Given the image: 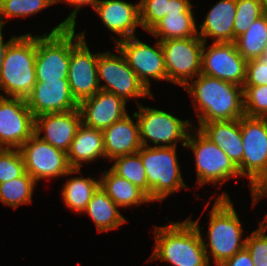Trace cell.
<instances>
[{
    "mask_svg": "<svg viewBox=\"0 0 267 266\" xmlns=\"http://www.w3.org/2000/svg\"><path fill=\"white\" fill-rule=\"evenodd\" d=\"M267 85V55L257 59L248 60L246 63V79L243 86Z\"/></svg>",
    "mask_w": 267,
    "mask_h": 266,
    "instance_id": "obj_38",
    "label": "cell"
},
{
    "mask_svg": "<svg viewBox=\"0 0 267 266\" xmlns=\"http://www.w3.org/2000/svg\"><path fill=\"white\" fill-rule=\"evenodd\" d=\"M193 12H166L148 32L159 41L198 36Z\"/></svg>",
    "mask_w": 267,
    "mask_h": 266,
    "instance_id": "obj_27",
    "label": "cell"
},
{
    "mask_svg": "<svg viewBox=\"0 0 267 266\" xmlns=\"http://www.w3.org/2000/svg\"><path fill=\"white\" fill-rule=\"evenodd\" d=\"M25 100L34 117L78 109V102L71 93L68 79L36 82Z\"/></svg>",
    "mask_w": 267,
    "mask_h": 266,
    "instance_id": "obj_17",
    "label": "cell"
},
{
    "mask_svg": "<svg viewBox=\"0 0 267 266\" xmlns=\"http://www.w3.org/2000/svg\"><path fill=\"white\" fill-rule=\"evenodd\" d=\"M24 173V160L20 150L0 148V184L16 179Z\"/></svg>",
    "mask_w": 267,
    "mask_h": 266,
    "instance_id": "obj_35",
    "label": "cell"
},
{
    "mask_svg": "<svg viewBox=\"0 0 267 266\" xmlns=\"http://www.w3.org/2000/svg\"><path fill=\"white\" fill-rule=\"evenodd\" d=\"M79 109L62 113H47L35 117V134L43 141L65 152L81 125ZM44 136H41L42 132Z\"/></svg>",
    "mask_w": 267,
    "mask_h": 266,
    "instance_id": "obj_19",
    "label": "cell"
},
{
    "mask_svg": "<svg viewBox=\"0 0 267 266\" xmlns=\"http://www.w3.org/2000/svg\"><path fill=\"white\" fill-rule=\"evenodd\" d=\"M241 136L244 152L238 170L251 180L267 167V118L243 115Z\"/></svg>",
    "mask_w": 267,
    "mask_h": 266,
    "instance_id": "obj_16",
    "label": "cell"
},
{
    "mask_svg": "<svg viewBox=\"0 0 267 266\" xmlns=\"http://www.w3.org/2000/svg\"><path fill=\"white\" fill-rule=\"evenodd\" d=\"M27 172L36 182L81 173L73 169L67 153L40 139L35 133L19 148Z\"/></svg>",
    "mask_w": 267,
    "mask_h": 266,
    "instance_id": "obj_11",
    "label": "cell"
},
{
    "mask_svg": "<svg viewBox=\"0 0 267 266\" xmlns=\"http://www.w3.org/2000/svg\"><path fill=\"white\" fill-rule=\"evenodd\" d=\"M117 208L115 202L99 186L83 213L90 216L100 233L119 228L120 225L127 222Z\"/></svg>",
    "mask_w": 267,
    "mask_h": 266,
    "instance_id": "obj_26",
    "label": "cell"
},
{
    "mask_svg": "<svg viewBox=\"0 0 267 266\" xmlns=\"http://www.w3.org/2000/svg\"><path fill=\"white\" fill-rule=\"evenodd\" d=\"M97 62L98 53L90 52L85 32L75 34V27H71V57L67 79L71 93L78 103L100 90Z\"/></svg>",
    "mask_w": 267,
    "mask_h": 266,
    "instance_id": "obj_12",
    "label": "cell"
},
{
    "mask_svg": "<svg viewBox=\"0 0 267 266\" xmlns=\"http://www.w3.org/2000/svg\"><path fill=\"white\" fill-rule=\"evenodd\" d=\"M100 0H60L59 2H66L69 5H74L75 9L71 14L64 20L67 26L76 27V16L79 9L84 5H90L94 9Z\"/></svg>",
    "mask_w": 267,
    "mask_h": 266,
    "instance_id": "obj_40",
    "label": "cell"
},
{
    "mask_svg": "<svg viewBox=\"0 0 267 266\" xmlns=\"http://www.w3.org/2000/svg\"><path fill=\"white\" fill-rule=\"evenodd\" d=\"M126 102L107 91L99 90L78 103L83 125L103 130L128 115Z\"/></svg>",
    "mask_w": 267,
    "mask_h": 266,
    "instance_id": "obj_18",
    "label": "cell"
},
{
    "mask_svg": "<svg viewBox=\"0 0 267 266\" xmlns=\"http://www.w3.org/2000/svg\"><path fill=\"white\" fill-rule=\"evenodd\" d=\"M169 0L139 1L141 27L147 32L168 12Z\"/></svg>",
    "mask_w": 267,
    "mask_h": 266,
    "instance_id": "obj_36",
    "label": "cell"
},
{
    "mask_svg": "<svg viewBox=\"0 0 267 266\" xmlns=\"http://www.w3.org/2000/svg\"><path fill=\"white\" fill-rule=\"evenodd\" d=\"M184 89L193 98L199 126L210 121L240 119L245 115L243 87L239 85L200 73Z\"/></svg>",
    "mask_w": 267,
    "mask_h": 266,
    "instance_id": "obj_1",
    "label": "cell"
},
{
    "mask_svg": "<svg viewBox=\"0 0 267 266\" xmlns=\"http://www.w3.org/2000/svg\"><path fill=\"white\" fill-rule=\"evenodd\" d=\"M94 10L107 29L119 34L116 42L135 36L137 26H141L139 3L132 4L123 0H100Z\"/></svg>",
    "mask_w": 267,
    "mask_h": 266,
    "instance_id": "obj_20",
    "label": "cell"
},
{
    "mask_svg": "<svg viewBox=\"0 0 267 266\" xmlns=\"http://www.w3.org/2000/svg\"><path fill=\"white\" fill-rule=\"evenodd\" d=\"M37 35L17 36L7 48L0 75V90L8 97L26 99L36 84Z\"/></svg>",
    "mask_w": 267,
    "mask_h": 266,
    "instance_id": "obj_4",
    "label": "cell"
},
{
    "mask_svg": "<svg viewBox=\"0 0 267 266\" xmlns=\"http://www.w3.org/2000/svg\"><path fill=\"white\" fill-rule=\"evenodd\" d=\"M236 0H220L207 13L205 21L198 27V36L204 41L212 37L214 42H234V19Z\"/></svg>",
    "mask_w": 267,
    "mask_h": 266,
    "instance_id": "obj_23",
    "label": "cell"
},
{
    "mask_svg": "<svg viewBox=\"0 0 267 266\" xmlns=\"http://www.w3.org/2000/svg\"><path fill=\"white\" fill-rule=\"evenodd\" d=\"M267 42V12L257 18L245 33L236 38L238 52L248 61L263 54Z\"/></svg>",
    "mask_w": 267,
    "mask_h": 266,
    "instance_id": "obj_29",
    "label": "cell"
},
{
    "mask_svg": "<svg viewBox=\"0 0 267 266\" xmlns=\"http://www.w3.org/2000/svg\"><path fill=\"white\" fill-rule=\"evenodd\" d=\"M66 153L73 169H81L84 162L106 158L102 130L90 128L81 123Z\"/></svg>",
    "mask_w": 267,
    "mask_h": 266,
    "instance_id": "obj_24",
    "label": "cell"
},
{
    "mask_svg": "<svg viewBox=\"0 0 267 266\" xmlns=\"http://www.w3.org/2000/svg\"><path fill=\"white\" fill-rule=\"evenodd\" d=\"M71 57V26L59 23L47 34L37 35L36 82L68 78Z\"/></svg>",
    "mask_w": 267,
    "mask_h": 266,
    "instance_id": "obj_6",
    "label": "cell"
},
{
    "mask_svg": "<svg viewBox=\"0 0 267 266\" xmlns=\"http://www.w3.org/2000/svg\"><path fill=\"white\" fill-rule=\"evenodd\" d=\"M260 226L246 237L245 247L249 251L253 266H267V235Z\"/></svg>",
    "mask_w": 267,
    "mask_h": 266,
    "instance_id": "obj_37",
    "label": "cell"
},
{
    "mask_svg": "<svg viewBox=\"0 0 267 266\" xmlns=\"http://www.w3.org/2000/svg\"><path fill=\"white\" fill-rule=\"evenodd\" d=\"M209 220L207 232L209 243L205 242L207 239H202V242L209 263L210 256H212L215 265L218 266L242 250L245 247L246 238L242 239V224L234 209L233 202L226 193L218 195L210 212ZM209 253L212 255L209 256Z\"/></svg>",
    "mask_w": 267,
    "mask_h": 266,
    "instance_id": "obj_3",
    "label": "cell"
},
{
    "mask_svg": "<svg viewBox=\"0 0 267 266\" xmlns=\"http://www.w3.org/2000/svg\"><path fill=\"white\" fill-rule=\"evenodd\" d=\"M36 181L25 172L22 176L0 184V201L13 207L32 203Z\"/></svg>",
    "mask_w": 267,
    "mask_h": 266,
    "instance_id": "obj_30",
    "label": "cell"
},
{
    "mask_svg": "<svg viewBox=\"0 0 267 266\" xmlns=\"http://www.w3.org/2000/svg\"><path fill=\"white\" fill-rule=\"evenodd\" d=\"M199 220L155 226V248L149 261L160 259L172 266H211L202 242Z\"/></svg>",
    "mask_w": 267,
    "mask_h": 266,
    "instance_id": "obj_2",
    "label": "cell"
},
{
    "mask_svg": "<svg viewBox=\"0 0 267 266\" xmlns=\"http://www.w3.org/2000/svg\"><path fill=\"white\" fill-rule=\"evenodd\" d=\"M263 55H267V42H266V45L264 47Z\"/></svg>",
    "mask_w": 267,
    "mask_h": 266,
    "instance_id": "obj_46",
    "label": "cell"
},
{
    "mask_svg": "<svg viewBox=\"0 0 267 266\" xmlns=\"http://www.w3.org/2000/svg\"><path fill=\"white\" fill-rule=\"evenodd\" d=\"M100 186V180L97 181L90 176L85 178L78 176L65 182L62 189V199L67 208L77 213H83L92 195Z\"/></svg>",
    "mask_w": 267,
    "mask_h": 266,
    "instance_id": "obj_28",
    "label": "cell"
},
{
    "mask_svg": "<svg viewBox=\"0 0 267 266\" xmlns=\"http://www.w3.org/2000/svg\"><path fill=\"white\" fill-rule=\"evenodd\" d=\"M198 129L223 150L237 167L242 163L244 149L241 136V118L205 122Z\"/></svg>",
    "mask_w": 267,
    "mask_h": 266,
    "instance_id": "obj_22",
    "label": "cell"
},
{
    "mask_svg": "<svg viewBox=\"0 0 267 266\" xmlns=\"http://www.w3.org/2000/svg\"><path fill=\"white\" fill-rule=\"evenodd\" d=\"M202 48L201 73L243 87L247 61L238 52L235 42H214Z\"/></svg>",
    "mask_w": 267,
    "mask_h": 266,
    "instance_id": "obj_15",
    "label": "cell"
},
{
    "mask_svg": "<svg viewBox=\"0 0 267 266\" xmlns=\"http://www.w3.org/2000/svg\"><path fill=\"white\" fill-rule=\"evenodd\" d=\"M116 48L123 54L138 79L150 90V79L167 80L161 41L155 46L140 41L136 36L116 42Z\"/></svg>",
    "mask_w": 267,
    "mask_h": 266,
    "instance_id": "obj_14",
    "label": "cell"
},
{
    "mask_svg": "<svg viewBox=\"0 0 267 266\" xmlns=\"http://www.w3.org/2000/svg\"><path fill=\"white\" fill-rule=\"evenodd\" d=\"M56 3L54 0H2L0 7V27L5 25L3 18L24 17L37 14L42 9Z\"/></svg>",
    "mask_w": 267,
    "mask_h": 266,
    "instance_id": "obj_32",
    "label": "cell"
},
{
    "mask_svg": "<svg viewBox=\"0 0 267 266\" xmlns=\"http://www.w3.org/2000/svg\"><path fill=\"white\" fill-rule=\"evenodd\" d=\"M167 81L185 87L202 70L204 41L199 36L161 41Z\"/></svg>",
    "mask_w": 267,
    "mask_h": 266,
    "instance_id": "obj_10",
    "label": "cell"
},
{
    "mask_svg": "<svg viewBox=\"0 0 267 266\" xmlns=\"http://www.w3.org/2000/svg\"><path fill=\"white\" fill-rule=\"evenodd\" d=\"M136 102L139 112H134L133 117L138 121L142 146H151L148 144V139L154 143L155 147H177V142L182 141L185 150L189 130L192 126L194 127L189 120L178 119L170 113L144 107L142 103Z\"/></svg>",
    "mask_w": 267,
    "mask_h": 266,
    "instance_id": "obj_7",
    "label": "cell"
},
{
    "mask_svg": "<svg viewBox=\"0 0 267 266\" xmlns=\"http://www.w3.org/2000/svg\"><path fill=\"white\" fill-rule=\"evenodd\" d=\"M101 177V188L119 208L152 202L142 189L119 177L111 169L104 171Z\"/></svg>",
    "mask_w": 267,
    "mask_h": 266,
    "instance_id": "obj_25",
    "label": "cell"
},
{
    "mask_svg": "<svg viewBox=\"0 0 267 266\" xmlns=\"http://www.w3.org/2000/svg\"><path fill=\"white\" fill-rule=\"evenodd\" d=\"M218 266H253V261L249 251L244 247Z\"/></svg>",
    "mask_w": 267,
    "mask_h": 266,
    "instance_id": "obj_41",
    "label": "cell"
},
{
    "mask_svg": "<svg viewBox=\"0 0 267 266\" xmlns=\"http://www.w3.org/2000/svg\"><path fill=\"white\" fill-rule=\"evenodd\" d=\"M3 28L4 27H0V75H1L2 65H3V61H4V57H5V53L7 51V48L9 47L11 42L17 37V36H12L11 39H9L7 42L4 43L3 34H2Z\"/></svg>",
    "mask_w": 267,
    "mask_h": 266,
    "instance_id": "obj_43",
    "label": "cell"
},
{
    "mask_svg": "<svg viewBox=\"0 0 267 266\" xmlns=\"http://www.w3.org/2000/svg\"><path fill=\"white\" fill-rule=\"evenodd\" d=\"M261 1L263 2L265 12H267V0H261Z\"/></svg>",
    "mask_w": 267,
    "mask_h": 266,
    "instance_id": "obj_45",
    "label": "cell"
},
{
    "mask_svg": "<svg viewBox=\"0 0 267 266\" xmlns=\"http://www.w3.org/2000/svg\"><path fill=\"white\" fill-rule=\"evenodd\" d=\"M198 132L192 128L189 132L186 146L192 149L195 156L197 171V184H225V180L232 177H241L238 167L234 162L207 138L198 128ZM194 133V135L191 133Z\"/></svg>",
    "mask_w": 267,
    "mask_h": 266,
    "instance_id": "obj_8",
    "label": "cell"
},
{
    "mask_svg": "<svg viewBox=\"0 0 267 266\" xmlns=\"http://www.w3.org/2000/svg\"><path fill=\"white\" fill-rule=\"evenodd\" d=\"M168 12H193L189 0H169Z\"/></svg>",
    "mask_w": 267,
    "mask_h": 266,
    "instance_id": "obj_42",
    "label": "cell"
},
{
    "mask_svg": "<svg viewBox=\"0 0 267 266\" xmlns=\"http://www.w3.org/2000/svg\"><path fill=\"white\" fill-rule=\"evenodd\" d=\"M249 186L251 187L253 206L261 197L267 196V167L250 180Z\"/></svg>",
    "mask_w": 267,
    "mask_h": 266,
    "instance_id": "obj_39",
    "label": "cell"
},
{
    "mask_svg": "<svg viewBox=\"0 0 267 266\" xmlns=\"http://www.w3.org/2000/svg\"><path fill=\"white\" fill-rule=\"evenodd\" d=\"M246 116L267 118V85L243 86Z\"/></svg>",
    "mask_w": 267,
    "mask_h": 266,
    "instance_id": "obj_34",
    "label": "cell"
},
{
    "mask_svg": "<svg viewBox=\"0 0 267 266\" xmlns=\"http://www.w3.org/2000/svg\"><path fill=\"white\" fill-rule=\"evenodd\" d=\"M115 162L110 168L119 177L127 179L148 195V182L140 154L123 155L113 159Z\"/></svg>",
    "mask_w": 267,
    "mask_h": 266,
    "instance_id": "obj_31",
    "label": "cell"
},
{
    "mask_svg": "<svg viewBox=\"0 0 267 266\" xmlns=\"http://www.w3.org/2000/svg\"><path fill=\"white\" fill-rule=\"evenodd\" d=\"M35 117L26 100L0 94V148L19 149L34 133Z\"/></svg>",
    "mask_w": 267,
    "mask_h": 266,
    "instance_id": "obj_13",
    "label": "cell"
},
{
    "mask_svg": "<svg viewBox=\"0 0 267 266\" xmlns=\"http://www.w3.org/2000/svg\"><path fill=\"white\" fill-rule=\"evenodd\" d=\"M236 15L234 19V42L237 37L247 31L249 26L265 13L261 0H236Z\"/></svg>",
    "mask_w": 267,
    "mask_h": 266,
    "instance_id": "obj_33",
    "label": "cell"
},
{
    "mask_svg": "<svg viewBox=\"0 0 267 266\" xmlns=\"http://www.w3.org/2000/svg\"><path fill=\"white\" fill-rule=\"evenodd\" d=\"M265 217H266V218L264 219V221H262V222L260 221V222H259L260 227H261L264 231L267 230V214H266ZM264 222H265L266 224H265Z\"/></svg>",
    "mask_w": 267,
    "mask_h": 266,
    "instance_id": "obj_44",
    "label": "cell"
},
{
    "mask_svg": "<svg viewBox=\"0 0 267 266\" xmlns=\"http://www.w3.org/2000/svg\"><path fill=\"white\" fill-rule=\"evenodd\" d=\"M176 148L142 146L138 151L147 176L148 196L152 202L162 201L182 188L188 190L181 175Z\"/></svg>",
    "mask_w": 267,
    "mask_h": 266,
    "instance_id": "obj_5",
    "label": "cell"
},
{
    "mask_svg": "<svg viewBox=\"0 0 267 266\" xmlns=\"http://www.w3.org/2000/svg\"><path fill=\"white\" fill-rule=\"evenodd\" d=\"M117 54L110 51L98 53L97 75L100 90L114 93L125 102L129 98L152 97L153 93L138 79L123 54L115 47ZM105 81L100 85L101 80Z\"/></svg>",
    "mask_w": 267,
    "mask_h": 266,
    "instance_id": "obj_9",
    "label": "cell"
},
{
    "mask_svg": "<svg viewBox=\"0 0 267 266\" xmlns=\"http://www.w3.org/2000/svg\"><path fill=\"white\" fill-rule=\"evenodd\" d=\"M102 133L104 152L111 161L119 156L137 153L142 147L138 121L134 123L129 114L103 129Z\"/></svg>",
    "mask_w": 267,
    "mask_h": 266,
    "instance_id": "obj_21",
    "label": "cell"
}]
</instances>
